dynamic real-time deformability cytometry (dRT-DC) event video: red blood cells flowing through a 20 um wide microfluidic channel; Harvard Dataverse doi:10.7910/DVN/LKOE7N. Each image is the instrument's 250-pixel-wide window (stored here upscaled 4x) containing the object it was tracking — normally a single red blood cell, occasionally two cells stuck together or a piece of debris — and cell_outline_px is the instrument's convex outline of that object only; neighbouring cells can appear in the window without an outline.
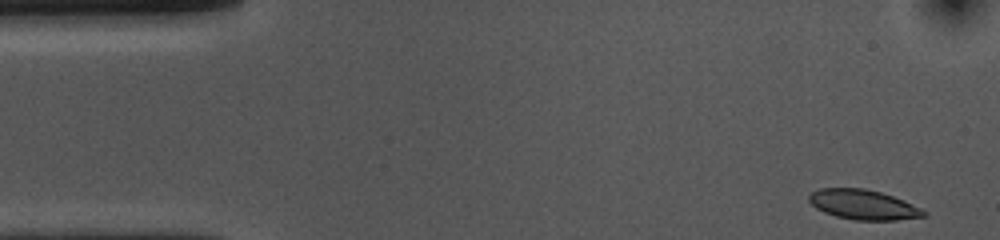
{"species": "common noctule bat (a hibernating species)", "species_latin": "Nyctalus noctula", "temperature_condition": "cold", "stored_images_in_passage": 46, "camera_frame_rate_fps": 3000, "um_per_image_px": 0.085, "animal": {"sex": "female", "body_mass_g": 10.0, "forearm_length_mm": 53.1}, "frame": {"image": 1, "passage_image": 1, "time_ms": 0.0, "image_size_px": [1000, 240], "cell_outline_px": [[928, 216], [896, 220], [856, 220], [836, 216], [824, 212], [816, 208], [808, 200], [808, 196], [812, 192], [820, 188], [864, 188], [880, 192], [904, 200], [928, 212]], "centroid_in_image_um": [73.39, 17.4], "position_along_channel_um": 11.6, "area_um2": 19.94}}
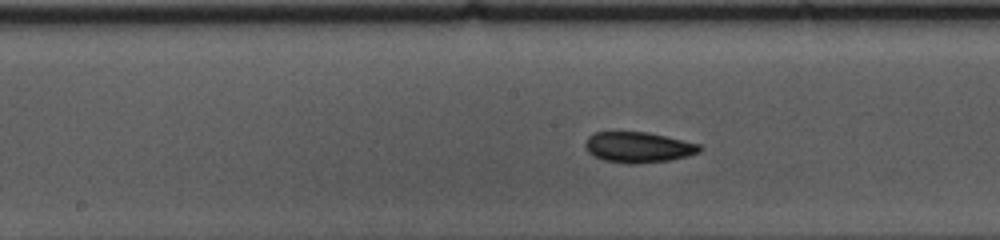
{"frame": {"image": 2, "passage_image": 24, "time_ms": 7.667, "image_size_px": [1000, 240], "cell_outline_px": [[704, 148], [700, 152], [688, 156], [668, 160], [636, 164], [628, 164], [604, 160], [592, 156], [584, 148], [584, 144], [588, 136], [596, 132], [648, 132], [684, 140], [700, 144]], "centroid_in_image_um": [54.25, 12.52], "position_along_channel_um": 193.9, "area_um2": 20.63}}
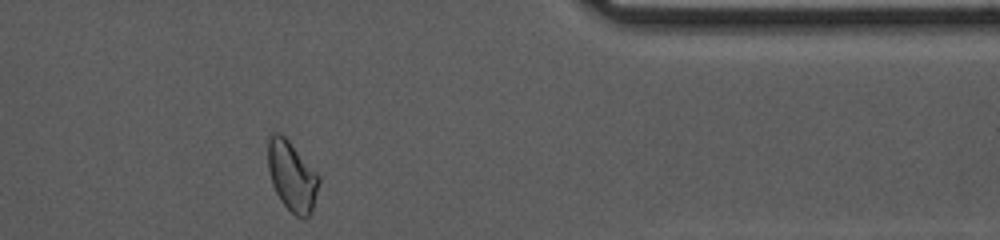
{"frame": {"image": 3, "passage_image": 42, "time_ms": 13.667, "image_size_px": [1000, 240], "cell_outline_px": [[320, 180], [312, 212], [308, 216], [296, 216], [280, 200], [272, 184], [268, 168], [268, 140], [272, 132], [280, 132], [288, 140], [320, 176]], "centroid_in_image_um": [24.81, 14.95], "position_along_channel_um": 386.6, "area_um2": 20.52}, "authors_computed_cell_mechanics": {"area_um2": 20.519, "velocity_mm_per_s": 3.6081, "shape_relaxation_time_tau1_ms": 7.7926, "shape_relaxation_time_tau2_ms": null, "deformation_change_tau1": 0.137, "deformation_change_tau2": null}}